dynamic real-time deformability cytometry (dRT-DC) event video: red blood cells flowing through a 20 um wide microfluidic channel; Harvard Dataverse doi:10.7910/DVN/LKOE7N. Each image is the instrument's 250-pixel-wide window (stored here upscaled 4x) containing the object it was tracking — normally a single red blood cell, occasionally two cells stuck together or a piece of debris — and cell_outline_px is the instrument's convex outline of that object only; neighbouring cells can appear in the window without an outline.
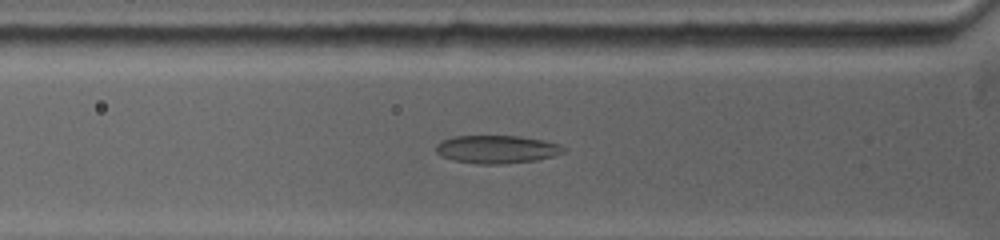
{"species": "common noctule bat (a hibernating species)", "species_latin": "Nyctalus noctula", "temperature_condition": "warm", "stored_images_in_passage": 43, "camera_frame_rate_fps": 5000, "um_per_image_px": 0.085, "animal": {"sex": "female", "body_mass_g": 19.0, "forearm_length_mm": 53.3}, "frame": {"image": 1, "passage_image": 10, "time_ms": 3.0, "image_size_px": [1000, 240], "cell_outline_px": [[568, 152], [536, 160], [500, 164], [476, 164], [452, 160], [440, 156], [436, 152], [436, 144], [444, 140], [456, 136], [520, 136], [544, 140], [560, 144], [568, 148]], "centroid_in_image_um": [42.27, 12.69], "position_along_channel_um": 83.5, "area_um2": 21.04}}
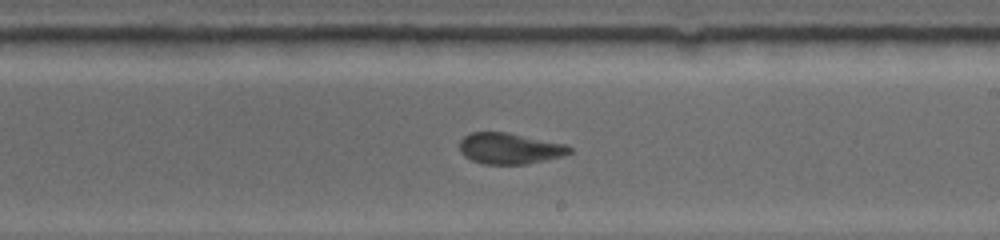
{"frame": {"image": 2, "passage_image": 24, "time_ms": 7.2, "image_size_px": [1000, 240], "cell_outline_px": [[572, 152], [564, 156], [528, 164], [484, 164], [472, 160], [464, 156], [460, 152], [460, 140], [464, 136], [472, 132], [504, 132], [564, 144], [572, 148]], "centroid_in_image_um": [43.31, 12.63], "position_along_channel_um": 245.7, "area_um2": 19.77}}
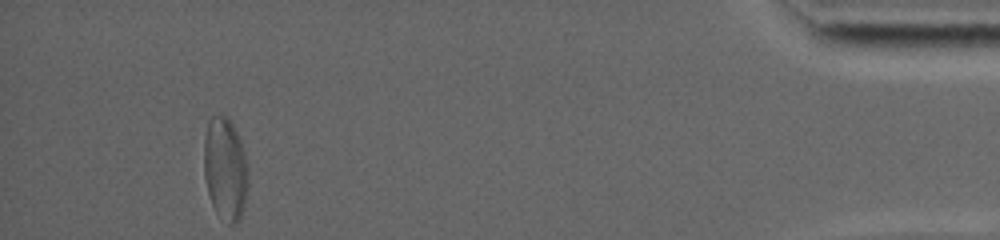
{"frame": {"image": 3, "passage_image": 43, "time_ms": 14.0, "image_size_px": [1000, 240], "cell_outline_px": [[248, 176], [244, 208], [240, 220], [236, 224], [228, 224], [216, 212], [212, 204], [208, 192], [204, 176], [204, 136], [208, 120], [212, 116], [228, 116], [236, 128], [244, 152], [248, 172]], "centroid_in_image_um": [19.14, 14.34], "position_along_channel_um": 416.1, "area_um2": 26.7}, "authors_computed_cell_mechanics": {"area_um2": 20.7502, "velocity_mm_per_s": 3.8606, "shape_relaxation_time_tau1_ms": 8.8462, "shape_relaxation_time_tau2_ms": 2.7648, "deformation_change_tau1": 0.1711, "deformation_change_tau2": 0.0891}}